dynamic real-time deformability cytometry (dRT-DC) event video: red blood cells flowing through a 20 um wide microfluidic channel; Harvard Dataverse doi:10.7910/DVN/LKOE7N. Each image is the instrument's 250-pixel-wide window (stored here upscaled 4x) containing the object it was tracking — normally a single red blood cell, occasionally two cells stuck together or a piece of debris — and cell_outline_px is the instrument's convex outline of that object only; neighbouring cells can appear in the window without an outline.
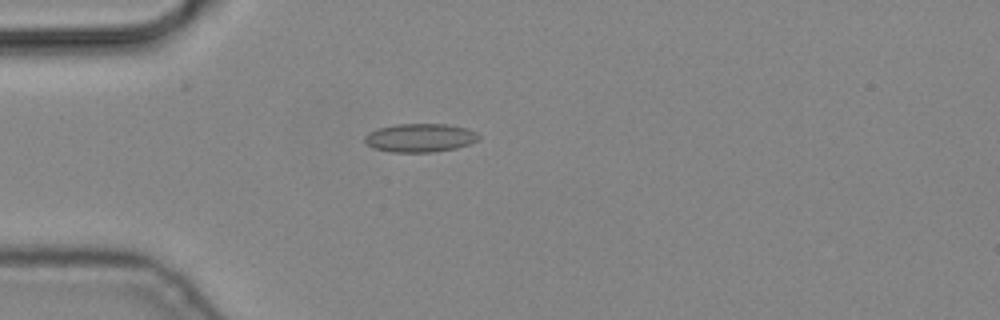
{"species": "common noctule bat (a hibernating species)", "species_latin": "Nyctalus noctula", "temperature_condition": "cold", "stored_images_in_passage": 4, "camera_frame_rate_fps": 3000, "um_per_image_px": 0.085, "animal": {"sex": "male", "body_mass_g": 19.2, "forearm_length_mm": 51.8}, "frame": {"image": 1, "passage_image": 4, "time_ms": 1.0, "image_size_px": [1000, 320], "cell_outline_px": [[480, 136], [476, 140], [468, 144], [456, 148], [432, 152], [392, 152], [372, 148], [364, 144], [364, 136], [368, 132], [376, 128], [396, 124], [448, 124], [468, 128], [476, 132]], "centroid_in_image_um": [35.65, 11.71], "position_along_channel_um": 49.4, "area_um2": 19.13}}